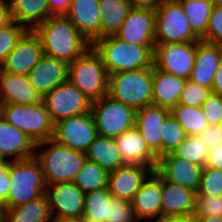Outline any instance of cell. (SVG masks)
I'll use <instances>...</instances> for the list:
<instances>
[{
    "instance_id": "cell-34",
    "label": "cell",
    "mask_w": 222,
    "mask_h": 222,
    "mask_svg": "<svg viewBox=\"0 0 222 222\" xmlns=\"http://www.w3.org/2000/svg\"><path fill=\"white\" fill-rule=\"evenodd\" d=\"M111 194L108 188L85 193L82 218L96 222H108L111 208Z\"/></svg>"
},
{
    "instance_id": "cell-58",
    "label": "cell",
    "mask_w": 222,
    "mask_h": 222,
    "mask_svg": "<svg viewBox=\"0 0 222 222\" xmlns=\"http://www.w3.org/2000/svg\"><path fill=\"white\" fill-rule=\"evenodd\" d=\"M83 222H96L94 220H91V219H85V218H82Z\"/></svg>"
},
{
    "instance_id": "cell-54",
    "label": "cell",
    "mask_w": 222,
    "mask_h": 222,
    "mask_svg": "<svg viewBox=\"0 0 222 222\" xmlns=\"http://www.w3.org/2000/svg\"><path fill=\"white\" fill-rule=\"evenodd\" d=\"M0 222H7V208L0 203Z\"/></svg>"
},
{
    "instance_id": "cell-37",
    "label": "cell",
    "mask_w": 222,
    "mask_h": 222,
    "mask_svg": "<svg viewBox=\"0 0 222 222\" xmlns=\"http://www.w3.org/2000/svg\"><path fill=\"white\" fill-rule=\"evenodd\" d=\"M161 135V156L175 151L188 136L172 114L166 118Z\"/></svg>"
},
{
    "instance_id": "cell-50",
    "label": "cell",
    "mask_w": 222,
    "mask_h": 222,
    "mask_svg": "<svg viewBox=\"0 0 222 222\" xmlns=\"http://www.w3.org/2000/svg\"><path fill=\"white\" fill-rule=\"evenodd\" d=\"M211 92L222 95V57L218 65Z\"/></svg>"
},
{
    "instance_id": "cell-21",
    "label": "cell",
    "mask_w": 222,
    "mask_h": 222,
    "mask_svg": "<svg viewBox=\"0 0 222 222\" xmlns=\"http://www.w3.org/2000/svg\"><path fill=\"white\" fill-rule=\"evenodd\" d=\"M171 114L167 108L149 105L136 112L135 126L142 134L150 150L161 157V139L163 125L166 118Z\"/></svg>"
},
{
    "instance_id": "cell-9",
    "label": "cell",
    "mask_w": 222,
    "mask_h": 222,
    "mask_svg": "<svg viewBox=\"0 0 222 222\" xmlns=\"http://www.w3.org/2000/svg\"><path fill=\"white\" fill-rule=\"evenodd\" d=\"M90 111L98 135L115 139L135 126L137 111L108 95L92 101Z\"/></svg>"
},
{
    "instance_id": "cell-18",
    "label": "cell",
    "mask_w": 222,
    "mask_h": 222,
    "mask_svg": "<svg viewBox=\"0 0 222 222\" xmlns=\"http://www.w3.org/2000/svg\"><path fill=\"white\" fill-rule=\"evenodd\" d=\"M135 219H153V222L162 218L161 176L154 171L143 183L131 201Z\"/></svg>"
},
{
    "instance_id": "cell-17",
    "label": "cell",
    "mask_w": 222,
    "mask_h": 222,
    "mask_svg": "<svg viewBox=\"0 0 222 222\" xmlns=\"http://www.w3.org/2000/svg\"><path fill=\"white\" fill-rule=\"evenodd\" d=\"M154 170L144 165L126 164L108 174V189L112 196L131 202Z\"/></svg>"
},
{
    "instance_id": "cell-8",
    "label": "cell",
    "mask_w": 222,
    "mask_h": 222,
    "mask_svg": "<svg viewBox=\"0 0 222 222\" xmlns=\"http://www.w3.org/2000/svg\"><path fill=\"white\" fill-rule=\"evenodd\" d=\"M2 117L26 133L35 143L52 139L54 123L41 101L32 105L4 104Z\"/></svg>"
},
{
    "instance_id": "cell-4",
    "label": "cell",
    "mask_w": 222,
    "mask_h": 222,
    "mask_svg": "<svg viewBox=\"0 0 222 222\" xmlns=\"http://www.w3.org/2000/svg\"><path fill=\"white\" fill-rule=\"evenodd\" d=\"M152 68L120 71L109 75L108 96L136 111L153 105Z\"/></svg>"
},
{
    "instance_id": "cell-41",
    "label": "cell",
    "mask_w": 222,
    "mask_h": 222,
    "mask_svg": "<svg viewBox=\"0 0 222 222\" xmlns=\"http://www.w3.org/2000/svg\"><path fill=\"white\" fill-rule=\"evenodd\" d=\"M210 93V89L187 80L179 103L192 107H202Z\"/></svg>"
},
{
    "instance_id": "cell-30",
    "label": "cell",
    "mask_w": 222,
    "mask_h": 222,
    "mask_svg": "<svg viewBox=\"0 0 222 222\" xmlns=\"http://www.w3.org/2000/svg\"><path fill=\"white\" fill-rule=\"evenodd\" d=\"M131 8L125 0H99L101 38L115 35Z\"/></svg>"
},
{
    "instance_id": "cell-57",
    "label": "cell",
    "mask_w": 222,
    "mask_h": 222,
    "mask_svg": "<svg viewBox=\"0 0 222 222\" xmlns=\"http://www.w3.org/2000/svg\"><path fill=\"white\" fill-rule=\"evenodd\" d=\"M213 6L222 7V0H211Z\"/></svg>"
},
{
    "instance_id": "cell-14",
    "label": "cell",
    "mask_w": 222,
    "mask_h": 222,
    "mask_svg": "<svg viewBox=\"0 0 222 222\" xmlns=\"http://www.w3.org/2000/svg\"><path fill=\"white\" fill-rule=\"evenodd\" d=\"M43 55L40 37L34 31L28 30L0 64V69L27 76Z\"/></svg>"
},
{
    "instance_id": "cell-35",
    "label": "cell",
    "mask_w": 222,
    "mask_h": 222,
    "mask_svg": "<svg viewBox=\"0 0 222 222\" xmlns=\"http://www.w3.org/2000/svg\"><path fill=\"white\" fill-rule=\"evenodd\" d=\"M108 174L100 165L86 159L72 182L87 193L108 188Z\"/></svg>"
},
{
    "instance_id": "cell-33",
    "label": "cell",
    "mask_w": 222,
    "mask_h": 222,
    "mask_svg": "<svg viewBox=\"0 0 222 222\" xmlns=\"http://www.w3.org/2000/svg\"><path fill=\"white\" fill-rule=\"evenodd\" d=\"M170 111L189 136H198L209 126L202 107L178 103Z\"/></svg>"
},
{
    "instance_id": "cell-49",
    "label": "cell",
    "mask_w": 222,
    "mask_h": 222,
    "mask_svg": "<svg viewBox=\"0 0 222 222\" xmlns=\"http://www.w3.org/2000/svg\"><path fill=\"white\" fill-rule=\"evenodd\" d=\"M13 22L10 0H0V28Z\"/></svg>"
},
{
    "instance_id": "cell-10",
    "label": "cell",
    "mask_w": 222,
    "mask_h": 222,
    "mask_svg": "<svg viewBox=\"0 0 222 222\" xmlns=\"http://www.w3.org/2000/svg\"><path fill=\"white\" fill-rule=\"evenodd\" d=\"M52 122L90 112L91 100L69 80L42 97Z\"/></svg>"
},
{
    "instance_id": "cell-46",
    "label": "cell",
    "mask_w": 222,
    "mask_h": 222,
    "mask_svg": "<svg viewBox=\"0 0 222 222\" xmlns=\"http://www.w3.org/2000/svg\"><path fill=\"white\" fill-rule=\"evenodd\" d=\"M9 161H0V203H5L10 191Z\"/></svg>"
},
{
    "instance_id": "cell-3",
    "label": "cell",
    "mask_w": 222,
    "mask_h": 222,
    "mask_svg": "<svg viewBox=\"0 0 222 222\" xmlns=\"http://www.w3.org/2000/svg\"><path fill=\"white\" fill-rule=\"evenodd\" d=\"M45 147L41 150L40 147ZM46 146L48 148H46ZM35 159L39 162L47 185L72 182L86 161V153L68 148L49 139L36 143Z\"/></svg>"
},
{
    "instance_id": "cell-20",
    "label": "cell",
    "mask_w": 222,
    "mask_h": 222,
    "mask_svg": "<svg viewBox=\"0 0 222 222\" xmlns=\"http://www.w3.org/2000/svg\"><path fill=\"white\" fill-rule=\"evenodd\" d=\"M27 77L31 85L43 97L68 80V65L44 54Z\"/></svg>"
},
{
    "instance_id": "cell-15",
    "label": "cell",
    "mask_w": 222,
    "mask_h": 222,
    "mask_svg": "<svg viewBox=\"0 0 222 222\" xmlns=\"http://www.w3.org/2000/svg\"><path fill=\"white\" fill-rule=\"evenodd\" d=\"M115 36L131 44L155 45V7L131 8Z\"/></svg>"
},
{
    "instance_id": "cell-52",
    "label": "cell",
    "mask_w": 222,
    "mask_h": 222,
    "mask_svg": "<svg viewBox=\"0 0 222 222\" xmlns=\"http://www.w3.org/2000/svg\"><path fill=\"white\" fill-rule=\"evenodd\" d=\"M132 8L154 7L157 0H125Z\"/></svg>"
},
{
    "instance_id": "cell-44",
    "label": "cell",
    "mask_w": 222,
    "mask_h": 222,
    "mask_svg": "<svg viewBox=\"0 0 222 222\" xmlns=\"http://www.w3.org/2000/svg\"><path fill=\"white\" fill-rule=\"evenodd\" d=\"M207 42L222 46V7L213 6L208 29Z\"/></svg>"
},
{
    "instance_id": "cell-7",
    "label": "cell",
    "mask_w": 222,
    "mask_h": 222,
    "mask_svg": "<svg viewBox=\"0 0 222 222\" xmlns=\"http://www.w3.org/2000/svg\"><path fill=\"white\" fill-rule=\"evenodd\" d=\"M155 7V43L194 42L187 15L177 0H157Z\"/></svg>"
},
{
    "instance_id": "cell-38",
    "label": "cell",
    "mask_w": 222,
    "mask_h": 222,
    "mask_svg": "<svg viewBox=\"0 0 222 222\" xmlns=\"http://www.w3.org/2000/svg\"><path fill=\"white\" fill-rule=\"evenodd\" d=\"M27 31L15 21L0 28V64Z\"/></svg>"
},
{
    "instance_id": "cell-42",
    "label": "cell",
    "mask_w": 222,
    "mask_h": 222,
    "mask_svg": "<svg viewBox=\"0 0 222 222\" xmlns=\"http://www.w3.org/2000/svg\"><path fill=\"white\" fill-rule=\"evenodd\" d=\"M110 205L108 222H138L135 219L131 202L111 195Z\"/></svg>"
},
{
    "instance_id": "cell-22",
    "label": "cell",
    "mask_w": 222,
    "mask_h": 222,
    "mask_svg": "<svg viewBox=\"0 0 222 222\" xmlns=\"http://www.w3.org/2000/svg\"><path fill=\"white\" fill-rule=\"evenodd\" d=\"M65 16L91 44L101 38L99 0H72Z\"/></svg>"
},
{
    "instance_id": "cell-27",
    "label": "cell",
    "mask_w": 222,
    "mask_h": 222,
    "mask_svg": "<svg viewBox=\"0 0 222 222\" xmlns=\"http://www.w3.org/2000/svg\"><path fill=\"white\" fill-rule=\"evenodd\" d=\"M153 105L171 110L179 103L186 79L152 67Z\"/></svg>"
},
{
    "instance_id": "cell-26",
    "label": "cell",
    "mask_w": 222,
    "mask_h": 222,
    "mask_svg": "<svg viewBox=\"0 0 222 222\" xmlns=\"http://www.w3.org/2000/svg\"><path fill=\"white\" fill-rule=\"evenodd\" d=\"M197 193L161 177L162 217L194 215Z\"/></svg>"
},
{
    "instance_id": "cell-47",
    "label": "cell",
    "mask_w": 222,
    "mask_h": 222,
    "mask_svg": "<svg viewBox=\"0 0 222 222\" xmlns=\"http://www.w3.org/2000/svg\"><path fill=\"white\" fill-rule=\"evenodd\" d=\"M205 167L222 169V144H219L209 151Z\"/></svg>"
},
{
    "instance_id": "cell-1",
    "label": "cell",
    "mask_w": 222,
    "mask_h": 222,
    "mask_svg": "<svg viewBox=\"0 0 222 222\" xmlns=\"http://www.w3.org/2000/svg\"><path fill=\"white\" fill-rule=\"evenodd\" d=\"M34 32L41 39L44 54L67 65L91 47V43L65 15L49 17Z\"/></svg>"
},
{
    "instance_id": "cell-31",
    "label": "cell",
    "mask_w": 222,
    "mask_h": 222,
    "mask_svg": "<svg viewBox=\"0 0 222 222\" xmlns=\"http://www.w3.org/2000/svg\"><path fill=\"white\" fill-rule=\"evenodd\" d=\"M52 222L46 194L25 204L7 208V222Z\"/></svg>"
},
{
    "instance_id": "cell-48",
    "label": "cell",
    "mask_w": 222,
    "mask_h": 222,
    "mask_svg": "<svg viewBox=\"0 0 222 222\" xmlns=\"http://www.w3.org/2000/svg\"><path fill=\"white\" fill-rule=\"evenodd\" d=\"M50 13L53 16L65 15L70 8L72 0H47Z\"/></svg>"
},
{
    "instance_id": "cell-24",
    "label": "cell",
    "mask_w": 222,
    "mask_h": 222,
    "mask_svg": "<svg viewBox=\"0 0 222 222\" xmlns=\"http://www.w3.org/2000/svg\"><path fill=\"white\" fill-rule=\"evenodd\" d=\"M221 57L222 46L204 40L197 41L195 64L188 80L212 90Z\"/></svg>"
},
{
    "instance_id": "cell-12",
    "label": "cell",
    "mask_w": 222,
    "mask_h": 222,
    "mask_svg": "<svg viewBox=\"0 0 222 222\" xmlns=\"http://www.w3.org/2000/svg\"><path fill=\"white\" fill-rule=\"evenodd\" d=\"M97 135V128L90 111L55 123L52 139L72 150L86 153Z\"/></svg>"
},
{
    "instance_id": "cell-2",
    "label": "cell",
    "mask_w": 222,
    "mask_h": 222,
    "mask_svg": "<svg viewBox=\"0 0 222 222\" xmlns=\"http://www.w3.org/2000/svg\"><path fill=\"white\" fill-rule=\"evenodd\" d=\"M91 46L99 54L108 74L153 67L155 45H136L115 35L95 40Z\"/></svg>"
},
{
    "instance_id": "cell-25",
    "label": "cell",
    "mask_w": 222,
    "mask_h": 222,
    "mask_svg": "<svg viewBox=\"0 0 222 222\" xmlns=\"http://www.w3.org/2000/svg\"><path fill=\"white\" fill-rule=\"evenodd\" d=\"M0 96L4 104L32 105L42 101L25 75L8 73L0 69Z\"/></svg>"
},
{
    "instance_id": "cell-40",
    "label": "cell",
    "mask_w": 222,
    "mask_h": 222,
    "mask_svg": "<svg viewBox=\"0 0 222 222\" xmlns=\"http://www.w3.org/2000/svg\"><path fill=\"white\" fill-rule=\"evenodd\" d=\"M213 216L222 217V195L196 196V208L194 217Z\"/></svg>"
},
{
    "instance_id": "cell-28",
    "label": "cell",
    "mask_w": 222,
    "mask_h": 222,
    "mask_svg": "<svg viewBox=\"0 0 222 222\" xmlns=\"http://www.w3.org/2000/svg\"><path fill=\"white\" fill-rule=\"evenodd\" d=\"M10 3L13 21L30 31L53 16L47 0H10Z\"/></svg>"
},
{
    "instance_id": "cell-36",
    "label": "cell",
    "mask_w": 222,
    "mask_h": 222,
    "mask_svg": "<svg viewBox=\"0 0 222 222\" xmlns=\"http://www.w3.org/2000/svg\"><path fill=\"white\" fill-rule=\"evenodd\" d=\"M209 149L202 143L199 136H187V138L172 153L191 163L205 167Z\"/></svg>"
},
{
    "instance_id": "cell-56",
    "label": "cell",
    "mask_w": 222,
    "mask_h": 222,
    "mask_svg": "<svg viewBox=\"0 0 222 222\" xmlns=\"http://www.w3.org/2000/svg\"><path fill=\"white\" fill-rule=\"evenodd\" d=\"M3 108H4V101L3 98L0 96V118H2L3 115Z\"/></svg>"
},
{
    "instance_id": "cell-11",
    "label": "cell",
    "mask_w": 222,
    "mask_h": 222,
    "mask_svg": "<svg viewBox=\"0 0 222 222\" xmlns=\"http://www.w3.org/2000/svg\"><path fill=\"white\" fill-rule=\"evenodd\" d=\"M197 41L155 43L153 66L163 72L188 80L195 64Z\"/></svg>"
},
{
    "instance_id": "cell-29",
    "label": "cell",
    "mask_w": 222,
    "mask_h": 222,
    "mask_svg": "<svg viewBox=\"0 0 222 222\" xmlns=\"http://www.w3.org/2000/svg\"><path fill=\"white\" fill-rule=\"evenodd\" d=\"M86 158L100 165L108 173L126 165L115 139L97 135L86 151Z\"/></svg>"
},
{
    "instance_id": "cell-53",
    "label": "cell",
    "mask_w": 222,
    "mask_h": 222,
    "mask_svg": "<svg viewBox=\"0 0 222 222\" xmlns=\"http://www.w3.org/2000/svg\"><path fill=\"white\" fill-rule=\"evenodd\" d=\"M196 222H222V217L202 216L196 218Z\"/></svg>"
},
{
    "instance_id": "cell-45",
    "label": "cell",
    "mask_w": 222,
    "mask_h": 222,
    "mask_svg": "<svg viewBox=\"0 0 222 222\" xmlns=\"http://www.w3.org/2000/svg\"><path fill=\"white\" fill-rule=\"evenodd\" d=\"M198 136L202 143L211 150L222 144V125H209Z\"/></svg>"
},
{
    "instance_id": "cell-32",
    "label": "cell",
    "mask_w": 222,
    "mask_h": 222,
    "mask_svg": "<svg viewBox=\"0 0 222 222\" xmlns=\"http://www.w3.org/2000/svg\"><path fill=\"white\" fill-rule=\"evenodd\" d=\"M187 15L192 32L207 41V29L213 4L211 0H177Z\"/></svg>"
},
{
    "instance_id": "cell-39",
    "label": "cell",
    "mask_w": 222,
    "mask_h": 222,
    "mask_svg": "<svg viewBox=\"0 0 222 222\" xmlns=\"http://www.w3.org/2000/svg\"><path fill=\"white\" fill-rule=\"evenodd\" d=\"M197 195H222V169L203 167Z\"/></svg>"
},
{
    "instance_id": "cell-55",
    "label": "cell",
    "mask_w": 222,
    "mask_h": 222,
    "mask_svg": "<svg viewBox=\"0 0 222 222\" xmlns=\"http://www.w3.org/2000/svg\"><path fill=\"white\" fill-rule=\"evenodd\" d=\"M52 222H83L82 217H76V218H62L53 220Z\"/></svg>"
},
{
    "instance_id": "cell-6",
    "label": "cell",
    "mask_w": 222,
    "mask_h": 222,
    "mask_svg": "<svg viewBox=\"0 0 222 222\" xmlns=\"http://www.w3.org/2000/svg\"><path fill=\"white\" fill-rule=\"evenodd\" d=\"M68 80L91 101L108 94L109 74L92 46L68 65Z\"/></svg>"
},
{
    "instance_id": "cell-5",
    "label": "cell",
    "mask_w": 222,
    "mask_h": 222,
    "mask_svg": "<svg viewBox=\"0 0 222 222\" xmlns=\"http://www.w3.org/2000/svg\"><path fill=\"white\" fill-rule=\"evenodd\" d=\"M10 191L6 208L36 200L46 193L47 184L35 157L22 161H9Z\"/></svg>"
},
{
    "instance_id": "cell-13",
    "label": "cell",
    "mask_w": 222,
    "mask_h": 222,
    "mask_svg": "<svg viewBox=\"0 0 222 222\" xmlns=\"http://www.w3.org/2000/svg\"><path fill=\"white\" fill-rule=\"evenodd\" d=\"M45 194L53 220L83 216L85 193L73 182L47 185Z\"/></svg>"
},
{
    "instance_id": "cell-19",
    "label": "cell",
    "mask_w": 222,
    "mask_h": 222,
    "mask_svg": "<svg viewBox=\"0 0 222 222\" xmlns=\"http://www.w3.org/2000/svg\"><path fill=\"white\" fill-rule=\"evenodd\" d=\"M35 149V150H34ZM36 151L35 141L23 131L0 118V161H22L33 158ZM14 159L6 160V157Z\"/></svg>"
},
{
    "instance_id": "cell-23",
    "label": "cell",
    "mask_w": 222,
    "mask_h": 222,
    "mask_svg": "<svg viewBox=\"0 0 222 222\" xmlns=\"http://www.w3.org/2000/svg\"><path fill=\"white\" fill-rule=\"evenodd\" d=\"M115 141L125 164L144 165L156 170L158 157L150 150L136 126L124 131Z\"/></svg>"
},
{
    "instance_id": "cell-16",
    "label": "cell",
    "mask_w": 222,
    "mask_h": 222,
    "mask_svg": "<svg viewBox=\"0 0 222 222\" xmlns=\"http://www.w3.org/2000/svg\"><path fill=\"white\" fill-rule=\"evenodd\" d=\"M165 181L180 185L197 193L203 166L168 153L158 158L155 170Z\"/></svg>"
},
{
    "instance_id": "cell-43",
    "label": "cell",
    "mask_w": 222,
    "mask_h": 222,
    "mask_svg": "<svg viewBox=\"0 0 222 222\" xmlns=\"http://www.w3.org/2000/svg\"><path fill=\"white\" fill-rule=\"evenodd\" d=\"M202 109L209 125H222V95L211 92Z\"/></svg>"
},
{
    "instance_id": "cell-51",
    "label": "cell",
    "mask_w": 222,
    "mask_h": 222,
    "mask_svg": "<svg viewBox=\"0 0 222 222\" xmlns=\"http://www.w3.org/2000/svg\"><path fill=\"white\" fill-rule=\"evenodd\" d=\"M154 222H196L194 215L162 217Z\"/></svg>"
}]
</instances>
